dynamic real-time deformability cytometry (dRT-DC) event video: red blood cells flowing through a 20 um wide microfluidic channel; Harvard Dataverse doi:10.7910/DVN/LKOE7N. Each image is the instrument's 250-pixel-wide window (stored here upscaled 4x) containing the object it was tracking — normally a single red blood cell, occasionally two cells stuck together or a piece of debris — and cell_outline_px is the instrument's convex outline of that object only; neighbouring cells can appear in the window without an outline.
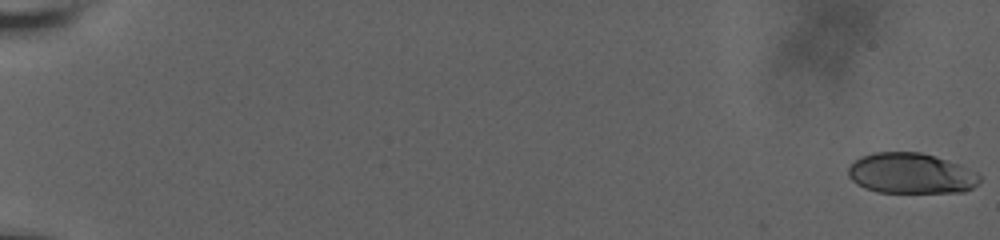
{"species": "human", "species_latin": "Homo sapiens", "temperature_condition": "room temperature", "stored_images_in_passage": 61, "camera_frame_rate_fps": 3000, "um_per_image_px": 0.085, "donor": {"sex": "male"}, "frame": {"image": 1, "passage_image": 1, "time_ms": 0.0, "image_size_px": [1000, 240], "cell_outline_px": [[980, 184], [964, 192], [876, 192], [864, 188], [856, 184], [848, 176], [848, 168], [860, 156], [872, 152], [920, 152], [936, 156], [968, 168], [976, 172], [980, 176]], "centroid_in_image_um": [77.43, 14.74], "position_along_channel_um": 7.6, "area_um2": 31.21}}
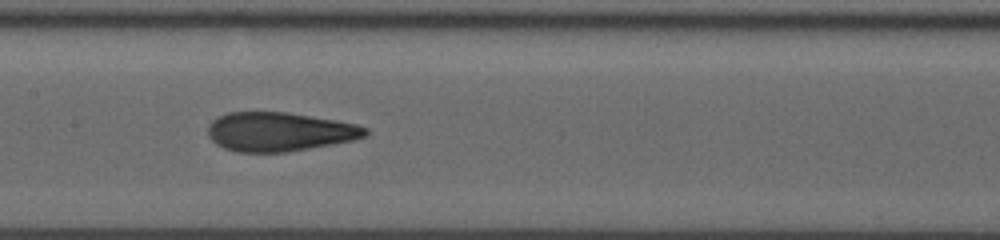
{"frame": {"image": 2, "passage_image": 34, "time_ms": 11.0, "image_size_px": [1000, 240], "cell_outline_px": [[368, 136], [352, 140], [288, 152], [236, 152], [224, 148], [216, 144], [208, 136], [208, 124], [212, 120], [228, 112], [288, 112], [336, 120], [356, 124], [368, 128]], "centroid_in_image_um": [23.74, 11.2], "position_along_channel_um": 183.7, "area_um2": 35.84}}
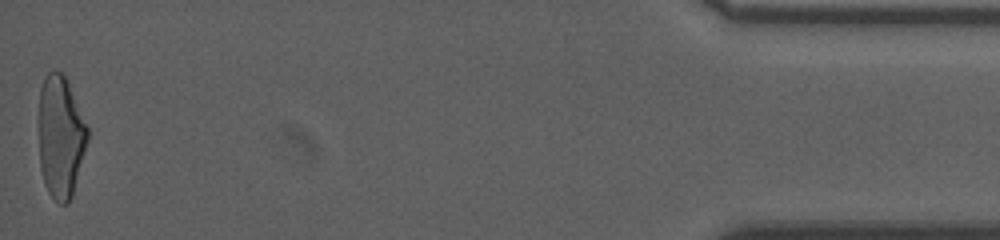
{"frame": {"image": 3, "passage_image": 61, "time_ms": 20.0, "image_size_px": [1000, 240], "cell_outline_px": [[88, 140], [72, 196], [68, 204], [60, 204], [48, 192], [44, 184], [40, 168], [36, 120], [40, 88], [44, 76], [48, 72], [60, 72], [64, 76], [68, 84], [88, 128]], "centroid_in_image_um": [5.09, 11.64], "position_along_channel_um": 430.1, "area_um2": 35.32}, "authors_computed_cell_mechanics": {"area_um2": 35.258, "velocity_mm_per_s": 3.6632, "shape_relaxation_time_tau1_ms": 7.7812, "shape_relaxation_time_tau2_ms": 1.4006, "deformation_change_tau1": 0.2254, "deformation_change_tau2": 0.0876}}